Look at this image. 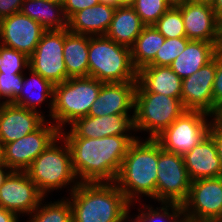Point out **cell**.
I'll use <instances>...</instances> for the list:
<instances>
[{"label": "cell", "instance_id": "42", "mask_svg": "<svg viewBox=\"0 0 222 222\" xmlns=\"http://www.w3.org/2000/svg\"><path fill=\"white\" fill-rule=\"evenodd\" d=\"M212 8L215 11V15L219 20H222V0H215L214 5L212 6Z\"/></svg>", "mask_w": 222, "mask_h": 222}, {"label": "cell", "instance_id": "45", "mask_svg": "<svg viewBox=\"0 0 222 222\" xmlns=\"http://www.w3.org/2000/svg\"><path fill=\"white\" fill-rule=\"evenodd\" d=\"M191 1L193 3H198V4H206L209 6H213L215 3V0H188Z\"/></svg>", "mask_w": 222, "mask_h": 222}, {"label": "cell", "instance_id": "2", "mask_svg": "<svg viewBox=\"0 0 222 222\" xmlns=\"http://www.w3.org/2000/svg\"><path fill=\"white\" fill-rule=\"evenodd\" d=\"M70 193L73 222H124L130 219L131 204L114 182L80 183Z\"/></svg>", "mask_w": 222, "mask_h": 222}, {"label": "cell", "instance_id": "11", "mask_svg": "<svg viewBox=\"0 0 222 222\" xmlns=\"http://www.w3.org/2000/svg\"><path fill=\"white\" fill-rule=\"evenodd\" d=\"M65 29L45 31L29 57V69L49 80L53 85L68 79L63 47Z\"/></svg>", "mask_w": 222, "mask_h": 222}, {"label": "cell", "instance_id": "30", "mask_svg": "<svg viewBox=\"0 0 222 222\" xmlns=\"http://www.w3.org/2000/svg\"><path fill=\"white\" fill-rule=\"evenodd\" d=\"M153 26L165 38L186 37L182 13L177 5H171Z\"/></svg>", "mask_w": 222, "mask_h": 222}, {"label": "cell", "instance_id": "29", "mask_svg": "<svg viewBox=\"0 0 222 222\" xmlns=\"http://www.w3.org/2000/svg\"><path fill=\"white\" fill-rule=\"evenodd\" d=\"M41 205H43L42 201L39 203L40 207L38 206L30 214L32 218H29V222H73L72 208L68 198L44 204L43 207Z\"/></svg>", "mask_w": 222, "mask_h": 222}, {"label": "cell", "instance_id": "34", "mask_svg": "<svg viewBox=\"0 0 222 222\" xmlns=\"http://www.w3.org/2000/svg\"><path fill=\"white\" fill-rule=\"evenodd\" d=\"M29 69V57L22 52L0 44V73L22 74V69Z\"/></svg>", "mask_w": 222, "mask_h": 222}, {"label": "cell", "instance_id": "24", "mask_svg": "<svg viewBox=\"0 0 222 222\" xmlns=\"http://www.w3.org/2000/svg\"><path fill=\"white\" fill-rule=\"evenodd\" d=\"M145 26L132 6L116 7L105 36L119 45L131 48Z\"/></svg>", "mask_w": 222, "mask_h": 222}, {"label": "cell", "instance_id": "4", "mask_svg": "<svg viewBox=\"0 0 222 222\" xmlns=\"http://www.w3.org/2000/svg\"><path fill=\"white\" fill-rule=\"evenodd\" d=\"M88 76L103 83L137 81L130 48L106 36H89Z\"/></svg>", "mask_w": 222, "mask_h": 222}, {"label": "cell", "instance_id": "13", "mask_svg": "<svg viewBox=\"0 0 222 222\" xmlns=\"http://www.w3.org/2000/svg\"><path fill=\"white\" fill-rule=\"evenodd\" d=\"M44 197L26 171L12 170L0 187V207L19 216L30 215Z\"/></svg>", "mask_w": 222, "mask_h": 222}, {"label": "cell", "instance_id": "7", "mask_svg": "<svg viewBox=\"0 0 222 222\" xmlns=\"http://www.w3.org/2000/svg\"><path fill=\"white\" fill-rule=\"evenodd\" d=\"M185 111L182 101L164 94L147 92L138 82L135 90L134 131L150 132L154 139Z\"/></svg>", "mask_w": 222, "mask_h": 222}, {"label": "cell", "instance_id": "8", "mask_svg": "<svg viewBox=\"0 0 222 222\" xmlns=\"http://www.w3.org/2000/svg\"><path fill=\"white\" fill-rule=\"evenodd\" d=\"M206 116L212 115L202 111H185L169 127L154 139L161 148L184 156L210 134L211 122Z\"/></svg>", "mask_w": 222, "mask_h": 222}, {"label": "cell", "instance_id": "25", "mask_svg": "<svg viewBox=\"0 0 222 222\" xmlns=\"http://www.w3.org/2000/svg\"><path fill=\"white\" fill-rule=\"evenodd\" d=\"M89 36L76 34L65 29L63 59L68 79L88 77Z\"/></svg>", "mask_w": 222, "mask_h": 222}, {"label": "cell", "instance_id": "10", "mask_svg": "<svg viewBox=\"0 0 222 222\" xmlns=\"http://www.w3.org/2000/svg\"><path fill=\"white\" fill-rule=\"evenodd\" d=\"M156 200L182 204L191 187L183 156L166 151L159 144Z\"/></svg>", "mask_w": 222, "mask_h": 222}, {"label": "cell", "instance_id": "17", "mask_svg": "<svg viewBox=\"0 0 222 222\" xmlns=\"http://www.w3.org/2000/svg\"><path fill=\"white\" fill-rule=\"evenodd\" d=\"M182 13L186 38L217 45L219 21L212 6L184 0L177 5Z\"/></svg>", "mask_w": 222, "mask_h": 222}, {"label": "cell", "instance_id": "40", "mask_svg": "<svg viewBox=\"0 0 222 222\" xmlns=\"http://www.w3.org/2000/svg\"><path fill=\"white\" fill-rule=\"evenodd\" d=\"M0 222H18V215L0 207Z\"/></svg>", "mask_w": 222, "mask_h": 222}, {"label": "cell", "instance_id": "19", "mask_svg": "<svg viewBox=\"0 0 222 222\" xmlns=\"http://www.w3.org/2000/svg\"><path fill=\"white\" fill-rule=\"evenodd\" d=\"M137 81L103 83L87 116L128 114L134 109Z\"/></svg>", "mask_w": 222, "mask_h": 222}, {"label": "cell", "instance_id": "46", "mask_svg": "<svg viewBox=\"0 0 222 222\" xmlns=\"http://www.w3.org/2000/svg\"><path fill=\"white\" fill-rule=\"evenodd\" d=\"M100 3L117 7V0H100Z\"/></svg>", "mask_w": 222, "mask_h": 222}, {"label": "cell", "instance_id": "48", "mask_svg": "<svg viewBox=\"0 0 222 222\" xmlns=\"http://www.w3.org/2000/svg\"><path fill=\"white\" fill-rule=\"evenodd\" d=\"M171 5H179L181 4L184 0H167Z\"/></svg>", "mask_w": 222, "mask_h": 222}, {"label": "cell", "instance_id": "6", "mask_svg": "<svg viewBox=\"0 0 222 222\" xmlns=\"http://www.w3.org/2000/svg\"><path fill=\"white\" fill-rule=\"evenodd\" d=\"M64 146H57L58 140ZM63 147V148H62ZM38 190L45 196L51 190L61 189L73 182L72 192L80 182L72 167L71 150L66 140L59 135L25 170ZM77 181V182H75Z\"/></svg>", "mask_w": 222, "mask_h": 222}, {"label": "cell", "instance_id": "47", "mask_svg": "<svg viewBox=\"0 0 222 222\" xmlns=\"http://www.w3.org/2000/svg\"><path fill=\"white\" fill-rule=\"evenodd\" d=\"M46 1L63 6L66 0H46Z\"/></svg>", "mask_w": 222, "mask_h": 222}, {"label": "cell", "instance_id": "16", "mask_svg": "<svg viewBox=\"0 0 222 222\" xmlns=\"http://www.w3.org/2000/svg\"><path fill=\"white\" fill-rule=\"evenodd\" d=\"M215 72L216 55L197 72L182 79L181 101L186 110L202 111L214 117L212 88Z\"/></svg>", "mask_w": 222, "mask_h": 222}, {"label": "cell", "instance_id": "22", "mask_svg": "<svg viewBox=\"0 0 222 222\" xmlns=\"http://www.w3.org/2000/svg\"><path fill=\"white\" fill-rule=\"evenodd\" d=\"M137 82L147 92L181 100L182 79L169 66L146 65L138 70Z\"/></svg>", "mask_w": 222, "mask_h": 222}, {"label": "cell", "instance_id": "21", "mask_svg": "<svg viewBox=\"0 0 222 222\" xmlns=\"http://www.w3.org/2000/svg\"><path fill=\"white\" fill-rule=\"evenodd\" d=\"M116 7L98 3L74 13L68 19L67 29L76 34L88 36H105L107 33Z\"/></svg>", "mask_w": 222, "mask_h": 222}, {"label": "cell", "instance_id": "39", "mask_svg": "<svg viewBox=\"0 0 222 222\" xmlns=\"http://www.w3.org/2000/svg\"><path fill=\"white\" fill-rule=\"evenodd\" d=\"M24 0H0V20L18 13Z\"/></svg>", "mask_w": 222, "mask_h": 222}, {"label": "cell", "instance_id": "9", "mask_svg": "<svg viewBox=\"0 0 222 222\" xmlns=\"http://www.w3.org/2000/svg\"><path fill=\"white\" fill-rule=\"evenodd\" d=\"M182 206L189 222H222V176L191 181Z\"/></svg>", "mask_w": 222, "mask_h": 222}, {"label": "cell", "instance_id": "3", "mask_svg": "<svg viewBox=\"0 0 222 222\" xmlns=\"http://www.w3.org/2000/svg\"><path fill=\"white\" fill-rule=\"evenodd\" d=\"M158 161L159 143L155 139L140 142L137 137L130 144L114 183L131 205L140 194L156 200Z\"/></svg>", "mask_w": 222, "mask_h": 222}, {"label": "cell", "instance_id": "41", "mask_svg": "<svg viewBox=\"0 0 222 222\" xmlns=\"http://www.w3.org/2000/svg\"><path fill=\"white\" fill-rule=\"evenodd\" d=\"M11 171L12 170L4 162L0 163V187Z\"/></svg>", "mask_w": 222, "mask_h": 222}, {"label": "cell", "instance_id": "51", "mask_svg": "<svg viewBox=\"0 0 222 222\" xmlns=\"http://www.w3.org/2000/svg\"><path fill=\"white\" fill-rule=\"evenodd\" d=\"M217 117L222 120V108L219 110Z\"/></svg>", "mask_w": 222, "mask_h": 222}, {"label": "cell", "instance_id": "44", "mask_svg": "<svg viewBox=\"0 0 222 222\" xmlns=\"http://www.w3.org/2000/svg\"><path fill=\"white\" fill-rule=\"evenodd\" d=\"M136 0H117V7L133 6Z\"/></svg>", "mask_w": 222, "mask_h": 222}, {"label": "cell", "instance_id": "35", "mask_svg": "<svg viewBox=\"0 0 222 222\" xmlns=\"http://www.w3.org/2000/svg\"><path fill=\"white\" fill-rule=\"evenodd\" d=\"M23 74L0 73V98L6 99L4 103H12L21 93Z\"/></svg>", "mask_w": 222, "mask_h": 222}, {"label": "cell", "instance_id": "36", "mask_svg": "<svg viewBox=\"0 0 222 222\" xmlns=\"http://www.w3.org/2000/svg\"><path fill=\"white\" fill-rule=\"evenodd\" d=\"M212 95L214 100V117L222 108V53H216V72L213 82Z\"/></svg>", "mask_w": 222, "mask_h": 222}, {"label": "cell", "instance_id": "18", "mask_svg": "<svg viewBox=\"0 0 222 222\" xmlns=\"http://www.w3.org/2000/svg\"><path fill=\"white\" fill-rule=\"evenodd\" d=\"M42 113L12 103L0 106V142L4 145L37 130L44 122Z\"/></svg>", "mask_w": 222, "mask_h": 222}, {"label": "cell", "instance_id": "15", "mask_svg": "<svg viewBox=\"0 0 222 222\" xmlns=\"http://www.w3.org/2000/svg\"><path fill=\"white\" fill-rule=\"evenodd\" d=\"M69 133L60 131L63 138H103L108 136H130L127 131L134 130L133 115L114 114L109 116H84L70 124ZM63 131V132H62Z\"/></svg>", "mask_w": 222, "mask_h": 222}, {"label": "cell", "instance_id": "5", "mask_svg": "<svg viewBox=\"0 0 222 222\" xmlns=\"http://www.w3.org/2000/svg\"><path fill=\"white\" fill-rule=\"evenodd\" d=\"M103 82L93 77L69 78L54 85L53 110L51 118L61 131L64 124L87 116L92 104L98 98Z\"/></svg>", "mask_w": 222, "mask_h": 222}, {"label": "cell", "instance_id": "33", "mask_svg": "<svg viewBox=\"0 0 222 222\" xmlns=\"http://www.w3.org/2000/svg\"><path fill=\"white\" fill-rule=\"evenodd\" d=\"M191 40L186 37L165 38L155 58L148 64L152 66H170V64L185 50Z\"/></svg>", "mask_w": 222, "mask_h": 222}, {"label": "cell", "instance_id": "31", "mask_svg": "<svg viewBox=\"0 0 222 222\" xmlns=\"http://www.w3.org/2000/svg\"><path fill=\"white\" fill-rule=\"evenodd\" d=\"M161 205H164V206L160 207L161 210H159L158 208H157V210H153L152 207L148 206L147 212H146V210H145V212L141 211L139 216L145 222H163L164 219L166 221L169 220L168 222H189L188 218L184 212L182 204L175 203V202H162ZM169 209H171L172 213L168 212ZM161 211H163V212H161ZM181 216H183V218Z\"/></svg>", "mask_w": 222, "mask_h": 222}, {"label": "cell", "instance_id": "43", "mask_svg": "<svg viewBox=\"0 0 222 222\" xmlns=\"http://www.w3.org/2000/svg\"><path fill=\"white\" fill-rule=\"evenodd\" d=\"M217 51L222 53V20H219Z\"/></svg>", "mask_w": 222, "mask_h": 222}, {"label": "cell", "instance_id": "37", "mask_svg": "<svg viewBox=\"0 0 222 222\" xmlns=\"http://www.w3.org/2000/svg\"><path fill=\"white\" fill-rule=\"evenodd\" d=\"M98 3H100V0H66L63 8L66 17L69 19L74 13L95 6Z\"/></svg>", "mask_w": 222, "mask_h": 222}, {"label": "cell", "instance_id": "38", "mask_svg": "<svg viewBox=\"0 0 222 222\" xmlns=\"http://www.w3.org/2000/svg\"><path fill=\"white\" fill-rule=\"evenodd\" d=\"M212 120L210 134L212 135L216 144L218 157L222 165V120L217 116L213 117Z\"/></svg>", "mask_w": 222, "mask_h": 222}, {"label": "cell", "instance_id": "1", "mask_svg": "<svg viewBox=\"0 0 222 222\" xmlns=\"http://www.w3.org/2000/svg\"><path fill=\"white\" fill-rule=\"evenodd\" d=\"M64 139L70 147L72 167L79 182L99 183L115 182L127 150L136 137Z\"/></svg>", "mask_w": 222, "mask_h": 222}, {"label": "cell", "instance_id": "12", "mask_svg": "<svg viewBox=\"0 0 222 222\" xmlns=\"http://www.w3.org/2000/svg\"><path fill=\"white\" fill-rule=\"evenodd\" d=\"M60 135L55 124L45 122L34 132L3 145V162L15 171H25Z\"/></svg>", "mask_w": 222, "mask_h": 222}, {"label": "cell", "instance_id": "14", "mask_svg": "<svg viewBox=\"0 0 222 222\" xmlns=\"http://www.w3.org/2000/svg\"><path fill=\"white\" fill-rule=\"evenodd\" d=\"M45 31L38 22L18 12L0 20V44L30 57Z\"/></svg>", "mask_w": 222, "mask_h": 222}, {"label": "cell", "instance_id": "27", "mask_svg": "<svg viewBox=\"0 0 222 222\" xmlns=\"http://www.w3.org/2000/svg\"><path fill=\"white\" fill-rule=\"evenodd\" d=\"M164 41L165 37L153 25L145 26L130 48L134 67L139 70L148 65Z\"/></svg>", "mask_w": 222, "mask_h": 222}, {"label": "cell", "instance_id": "50", "mask_svg": "<svg viewBox=\"0 0 222 222\" xmlns=\"http://www.w3.org/2000/svg\"><path fill=\"white\" fill-rule=\"evenodd\" d=\"M133 222H145L139 215L135 218Z\"/></svg>", "mask_w": 222, "mask_h": 222}, {"label": "cell", "instance_id": "49", "mask_svg": "<svg viewBox=\"0 0 222 222\" xmlns=\"http://www.w3.org/2000/svg\"><path fill=\"white\" fill-rule=\"evenodd\" d=\"M0 163H3V144L0 142Z\"/></svg>", "mask_w": 222, "mask_h": 222}, {"label": "cell", "instance_id": "20", "mask_svg": "<svg viewBox=\"0 0 222 222\" xmlns=\"http://www.w3.org/2000/svg\"><path fill=\"white\" fill-rule=\"evenodd\" d=\"M191 181L222 176V165L211 134L183 156Z\"/></svg>", "mask_w": 222, "mask_h": 222}, {"label": "cell", "instance_id": "26", "mask_svg": "<svg viewBox=\"0 0 222 222\" xmlns=\"http://www.w3.org/2000/svg\"><path fill=\"white\" fill-rule=\"evenodd\" d=\"M20 12L38 22L46 31L68 27V18L62 5L46 0H24Z\"/></svg>", "mask_w": 222, "mask_h": 222}, {"label": "cell", "instance_id": "23", "mask_svg": "<svg viewBox=\"0 0 222 222\" xmlns=\"http://www.w3.org/2000/svg\"><path fill=\"white\" fill-rule=\"evenodd\" d=\"M217 45L212 42L191 40L184 51L170 64V68L184 79L197 72L215 58Z\"/></svg>", "mask_w": 222, "mask_h": 222}, {"label": "cell", "instance_id": "32", "mask_svg": "<svg viewBox=\"0 0 222 222\" xmlns=\"http://www.w3.org/2000/svg\"><path fill=\"white\" fill-rule=\"evenodd\" d=\"M146 25H154L171 7L167 0H136L132 6Z\"/></svg>", "mask_w": 222, "mask_h": 222}, {"label": "cell", "instance_id": "28", "mask_svg": "<svg viewBox=\"0 0 222 222\" xmlns=\"http://www.w3.org/2000/svg\"><path fill=\"white\" fill-rule=\"evenodd\" d=\"M28 70H30V73L32 76L30 79L24 78L21 93L12 102V104L18 105L20 107H24V108L31 110V111L39 112L36 110V106L37 105L39 106V104H41L46 98H51L50 103H49L50 104L49 105L50 106V114L49 115L51 116V113L53 110L54 85L49 80L44 79L41 75L34 72L33 70H31V69H28ZM34 83L37 84V86ZM33 86L40 88L39 89L40 91L37 89L39 93H37L38 95L35 98L31 96V95H33L32 94L33 92L32 93L30 92V89ZM27 92H30L31 94H29ZM24 93H27L29 95L27 96Z\"/></svg>", "mask_w": 222, "mask_h": 222}]
</instances>
